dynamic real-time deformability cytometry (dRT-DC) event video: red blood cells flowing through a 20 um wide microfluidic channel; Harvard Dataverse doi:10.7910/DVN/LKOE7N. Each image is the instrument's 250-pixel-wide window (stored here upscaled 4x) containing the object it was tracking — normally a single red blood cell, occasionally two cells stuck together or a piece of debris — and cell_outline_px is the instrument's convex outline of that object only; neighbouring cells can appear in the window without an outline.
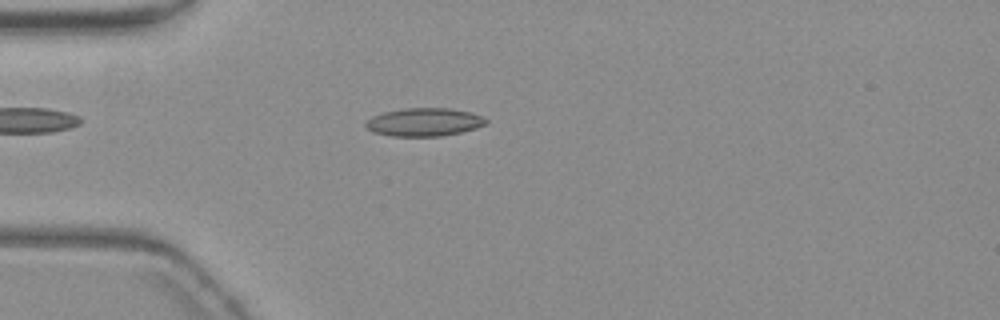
{"species": "common noctule bat (a hibernating species)", "species_latin": "Nyctalus noctula", "temperature_condition": "warm", "stored_images_in_passage": 55, "camera_frame_rate_fps": 3000, "um_per_image_px": 0.085, "animal": {"sex": "female", "body_mass_g": 19.3, "forearm_length_mm": 54.1}, "frame": {"image": 1, "passage_image": 15, "time_ms": 4.667, "image_size_px": [1000, 320], "cell_outline_px": [[488, 124], [476, 128], [460, 132], [440, 136], [392, 136], [372, 132], [364, 128], [364, 124], [372, 116], [384, 112], [404, 108], [448, 108], [472, 112], [484, 116], [488, 120]], "centroid_in_image_um": [36.06, 10.37], "position_along_channel_um": 48.9, "area_um2": 19.94}}
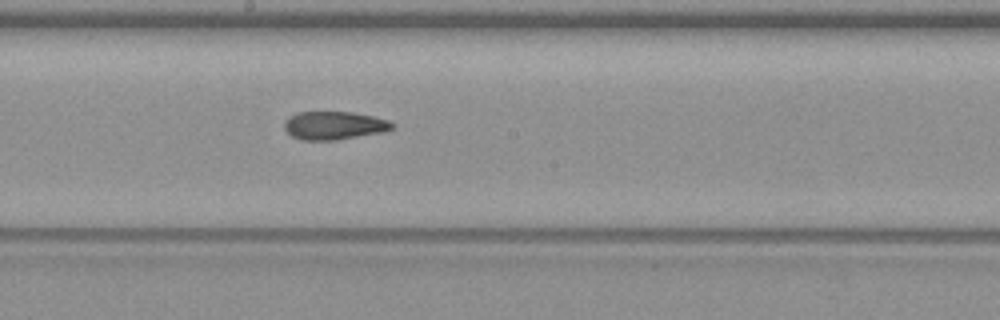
{"frame": {"image": 2, "passage_image": 30, "time_ms": 9.667, "image_size_px": [1000, 320], "cell_outline_px": [[396, 124], [392, 128], [384, 132], [336, 140], [300, 140], [292, 136], [284, 128], [284, 120], [288, 116], [296, 112], [352, 112], [372, 116], [388, 120]], "centroid_in_image_um": [28.38, 10.66], "position_along_channel_um": 219.8, "area_um2": 17.86}}
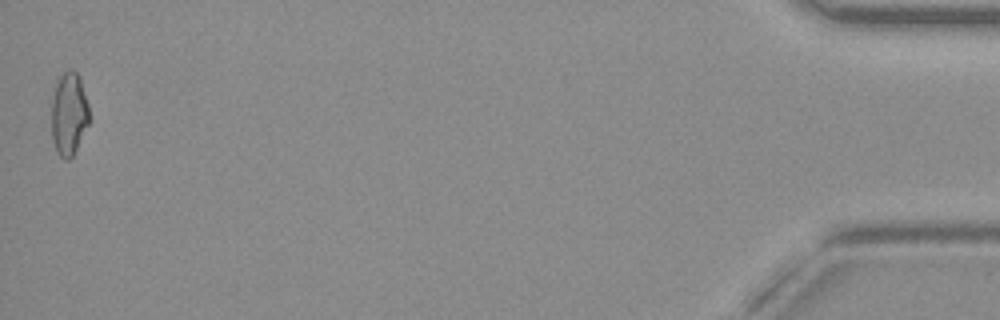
{"frame": {"image": 3, "passage_image": 55, "time_ms": 18.0, "image_size_px": [1000, 320], "cell_outline_px": [[88, 124], [72, 156], [68, 160], [64, 160], [56, 152], [52, 140], [52, 96], [56, 84], [60, 76], [68, 68], [72, 68], [80, 76], [88, 104]], "centroid_in_image_um": [5.84, 9.65], "position_along_channel_um": 429.4, "area_um2": 18.21}, "authors_computed_cell_mechanics": {"area_um2": 18.2648, "velocity_mm_per_s": 3.6951, "shape_relaxation_time_tau1_ms": null, "shape_relaxation_time_tau2_ms": 2.7864, "deformation_change_tau1": null, "deformation_change_tau2": 0.0945}}